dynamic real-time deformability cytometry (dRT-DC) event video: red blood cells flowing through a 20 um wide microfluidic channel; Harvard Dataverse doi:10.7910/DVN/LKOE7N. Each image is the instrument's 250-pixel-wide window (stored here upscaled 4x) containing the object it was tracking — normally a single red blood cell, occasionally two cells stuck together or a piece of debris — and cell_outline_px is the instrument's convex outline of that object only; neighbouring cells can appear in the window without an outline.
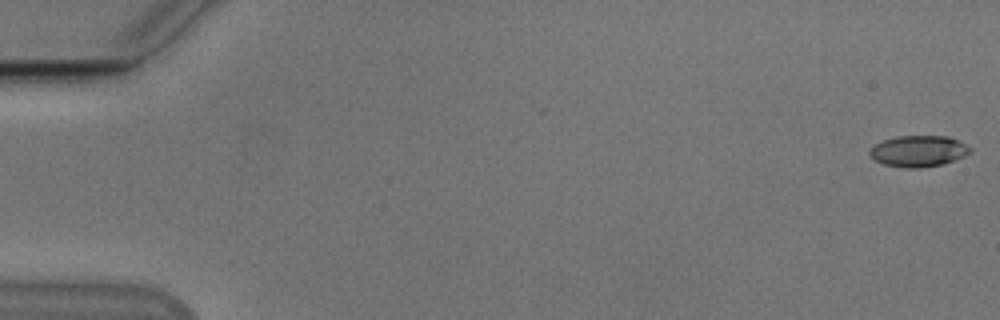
{"species": "Egyptian fruit bat (a non-hibernating species)", "species_latin": "Rousettus aegyptiacus", "temperature_condition": "cold", "stored_images_in_passage": 6, "camera_frame_rate_fps": 3000, "um_per_image_px": 0.085, "animal": {"sex": "male"}, "frame": {"image": 1, "passage_image": 1, "time_ms": 0.0, "image_size_px": [1000, 320], "cell_outline_px": [[972, 152], [964, 156], [940, 164], [920, 168], [904, 168], [884, 164], [876, 160], [868, 152], [876, 144], [884, 140], [896, 136], [948, 136], [972, 148]], "centroid_in_image_um": [78.07, 12.84], "position_along_channel_um": 6.9, "area_um2": 17.98}}